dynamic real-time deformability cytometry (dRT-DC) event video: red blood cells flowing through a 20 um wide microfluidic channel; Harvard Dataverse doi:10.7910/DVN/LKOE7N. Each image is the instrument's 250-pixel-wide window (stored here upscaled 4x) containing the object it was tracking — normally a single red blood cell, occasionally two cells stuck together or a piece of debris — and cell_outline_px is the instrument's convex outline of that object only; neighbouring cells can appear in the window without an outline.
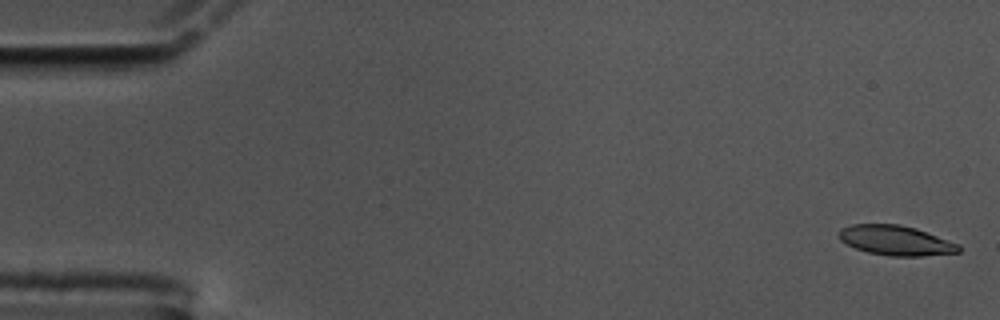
{"species": "common noctule bat (a hibernating species)", "species_latin": "Nyctalus noctula", "temperature_condition": "cold", "stored_images_in_passage": 59, "camera_frame_rate_fps": 3000, "um_per_image_px": 0.085, "animal": {"sex": "male", "body_mass_g": 17.5, "forearm_length_mm": 52.3}, "frame": {"image": 1, "passage_image": 2, "time_ms": 0.333, "image_size_px": [1000, 320], "cell_outline_px": [[960, 252], [920, 256], [892, 256], [868, 252], [856, 248], [840, 240], [840, 228], [852, 224], [900, 224], [916, 228], [960, 244]], "centroid_in_image_um": [76.17, 20.43], "position_along_channel_um": 8.8, "area_um2": 20.69}}
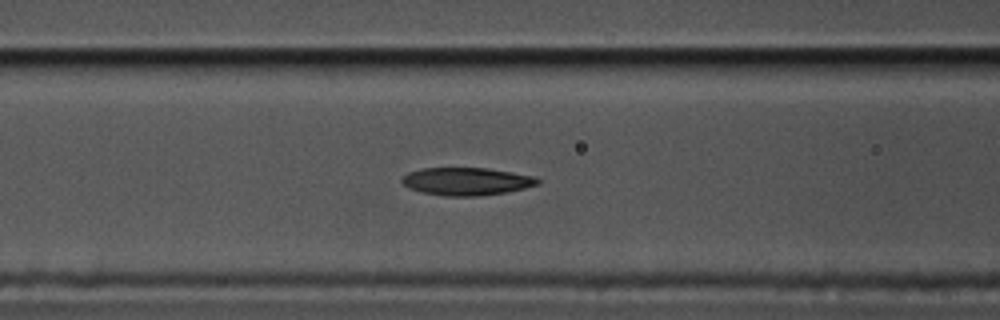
{"frame": {"image": 2, "passage_image": 24, "time_ms": 7.667, "image_size_px": [1000, 320], "cell_outline_px": [[540, 184], [508, 192], [480, 196], [444, 196], [420, 192], [408, 188], [400, 180], [408, 172], [420, 168], [488, 168], [532, 176], [540, 180]], "centroid_in_image_um": [39.63, 15.42], "position_along_channel_um": 127.0, "area_um2": 22.02}}
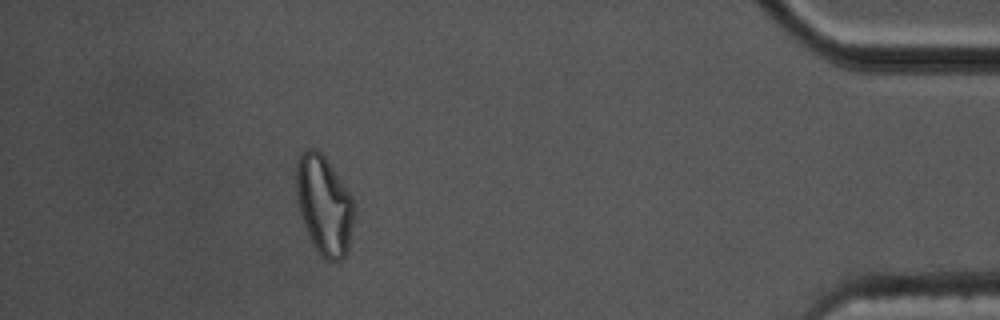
{"frame": {"image": 3, "passage_image": 53, "time_ms": 17.333, "image_size_px": [1000, 320], "cell_outline_px": [[356, 212], [348, 248], [344, 256], [340, 260], [328, 260], [320, 256], [312, 244], [304, 224], [300, 212], [296, 196], [296, 164], [300, 152], [308, 148], [316, 148], [324, 156], [352, 196], [356, 208]], "centroid_in_image_um": [27.55, 17.42], "position_along_channel_um": 407.6, "area_um2": 33.64}, "authors_computed_cell_mechanics": {"area_um2": 22.4264, "velocity_mm_per_s": 3.4477, "shape_relaxation_time_tau1_ms": null, "shape_relaxation_time_tau2_ms": 5.076, "deformation_change_tau1": null, "deformation_change_tau2": 0.1337}}